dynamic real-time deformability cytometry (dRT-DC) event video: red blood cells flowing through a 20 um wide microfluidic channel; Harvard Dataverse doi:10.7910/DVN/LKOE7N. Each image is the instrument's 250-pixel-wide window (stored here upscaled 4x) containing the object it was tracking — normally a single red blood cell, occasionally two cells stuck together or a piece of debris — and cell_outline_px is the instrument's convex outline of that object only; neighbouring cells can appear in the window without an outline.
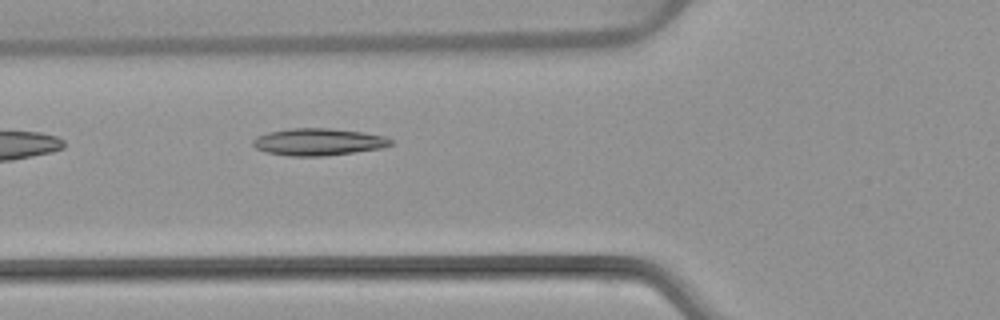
{"species": "common noctule bat (a hibernating species)", "species_latin": "Nyctalus noctula", "temperature_condition": "warm", "stored_images_in_passage": 5, "camera_frame_rate_fps": 3000, "um_per_image_px": 0.085, "animal": {"sex": "female", "body_mass_g": 22.7, "forearm_length_mm": 54.2}, "frame": {"image": 1, "passage_image": 5, "time_ms": 5.0, "image_size_px": [1000, 320], "cell_outline_px": [[392, 144], [384, 148], [324, 156], [288, 156], [268, 152], [256, 148], [252, 144], [252, 140], [256, 136], [268, 132], [292, 128], [328, 128], [364, 132], [384, 136], [392, 140]], "centroid_in_image_um": [27.06, 12.06], "position_along_channel_um": 98.7, "area_um2": 21.79}}